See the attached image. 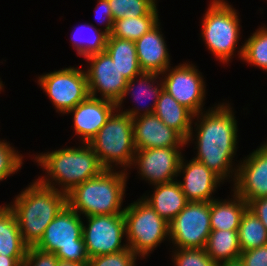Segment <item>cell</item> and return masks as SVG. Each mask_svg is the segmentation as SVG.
<instances>
[{"label":"cell","mask_w":267,"mask_h":266,"mask_svg":"<svg viewBox=\"0 0 267 266\" xmlns=\"http://www.w3.org/2000/svg\"><path fill=\"white\" fill-rule=\"evenodd\" d=\"M9 208L13 211L24 243L35 247L46 227L67 205V195L40 179L23 191Z\"/></svg>","instance_id":"6da1fadb"},{"label":"cell","mask_w":267,"mask_h":266,"mask_svg":"<svg viewBox=\"0 0 267 266\" xmlns=\"http://www.w3.org/2000/svg\"><path fill=\"white\" fill-rule=\"evenodd\" d=\"M198 132V156L194 159L205 164L221 179L228 173V168L235 152L237 129L236 121L230 108L220 106L204 115Z\"/></svg>","instance_id":"7a4b0ae2"},{"label":"cell","mask_w":267,"mask_h":266,"mask_svg":"<svg viewBox=\"0 0 267 266\" xmlns=\"http://www.w3.org/2000/svg\"><path fill=\"white\" fill-rule=\"evenodd\" d=\"M125 173L104 169L98 176L77 185L67 194V204L86 216L123 214L120 211L125 187Z\"/></svg>","instance_id":"3957f363"},{"label":"cell","mask_w":267,"mask_h":266,"mask_svg":"<svg viewBox=\"0 0 267 266\" xmlns=\"http://www.w3.org/2000/svg\"><path fill=\"white\" fill-rule=\"evenodd\" d=\"M82 231L83 222L79 214L67 204L46 227L35 247L56 254L59 260L88 265Z\"/></svg>","instance_id":"277c9868"},{"label":"cell","mask_w":267,"mask_h":266,"mask_svg":"<svg viewBox=\"0 0 267 266\" xmlns=\"http://www.w3.org/2000/svg\"><path fill=\"white\" fill-rule=\"evenodd\" d=\"M137 111L130 110L111 115L98 133L88 143L97 154L104 169H111V162L132 164L136 151L133 136V120Z\"/></svg>","instance_id":"5b68a950"},{"label":"cell","mask_w":267,"mask_h":266,"mask_svg":"<svg viewBox=\"0 0 267 266\" xmlns=\"http://www.w3.org/2000/svg\"><path fill=\"white\" fill-rule=\"evenodd\" d=\"M84 149L68 148L37 157L48 174L64 184L66 195L77 185L98 176L104 168L93 148L86 143Z\"/></svg>","instance_id":"8992f818"},{"label":"cell","mask_w":267,"mask_h":266,"mask_svg":"<svg viewBox=\"0 0 267 266\" xmlns=\"http://www.w3.org/2000/svg\"><path fill=\"white\" fill-rule=\"evenodd\" d=\"M129 248L135 254H148L170 234L169 223L145 201L135 202L123 212Z\"/></svg>","instance_id":"52a82bcc"},{"label":"cell","mask_w":267,"mask_h":266,"mask_svg":"<svg viewBox=\"0 0 267 266\" xmlns=\"http://www.w3.org/2000/svg\"><path fill=\"white\" fill-rule=\"evenodd\" d=\"M222 0H214L203 22V37L211 50L222 61L232 56L239 34L236 12Z\"/></svg>","instance_id":"ba28073f"},{"label":"cell","mask_w":267,"mask_h":266,"mask_svg":"<svg viewBox=\"0 0 267 266\" xmlns=\"http://www.w3.org/2000/svg\"><path fill=\"white\" fill-rule=\"evenodd\" d=\"M179 248H205L211 233L210 202H189L169 223Z\"/></svg>","instance_id":"9c48e42d"},{"label":"cell","mask_w":267,"mask_h":266,"mask_svg":"<svg viewBox=\"0 0 267 266\" xmlns=\"http://www.w3.org/2000/svg\"><path fill=\"white\" fill-rule=\"evenodd\" d=\"M85 58L92 62L86 73L89 96L95 98L98 89L104 99L119 106L123 97L131 91L134 79L127 81L106 51Z\"/></svg>","instance_id":"30bf717a"},{"label":"cell","mask_w":267,"mask_h":266,"mask_svg":"<svg viewBox=\"0 0 267 266\" xmlns=\"http://www.w3.org/2000/svg\"><path fill=\"white\" fill-rule=\"evenodd\" d=\"M87 218L88 228L83 225L82 236L89 259L129 248L121 246V238L126 232L123 214L93 215Z\"/></svg>","instance_id":"8fae6325"},{"label":"cell","mask_w":267,"mask_h":266,"mask_svg":"<svg viewBox=\"0 0 267 266\" xmlns=\"http://www.w3.org/2000/svg\"><path fill=\"white\" fill-rule=\"evenodd\" d=\"M39 80L55 107L61 112L72 110L89 96L86 73L75 68L52 72Z\"/></svg>","instance_id":"7c38bea8"},{"label":"cell","mask_w":267,"mask_h":266,"mask_svg":"<svg viewBox=\"0 0 267 266\" xmlns=\"http://www.w3.org/2000/svg\"><path fill=\"white\" fill-rule=\"evenodd\" d=\"M197 69L186 64L176 67L163 82V89L179 104L198 115L204 97V85Z\"/></svg>","instance_id":"4fadbf2b"},{"label":"cell","mask_w":267,"mask_h":266,"mask_svg":"<svg viewBox=\"0 0 267 266\" xmlns=\"http://www.w3.org/2000/svg\"><path fill=\"white\" fill-rule=\"evenodd\" d=\"M177 148L136 149L138 157L134 158L141 174L155 185L172 182L173 176L183 168V160Z\"/></svg>","instance_id":"5bb4252c"},{"label":"cell","mask_w":267,"mask_h":266,"mask_svg":"<svg viewBox=\"0 0 267 266\" xmlns=\"http://www.w3.org/2000/svg\"><path fill=\"white\" fill-rule=\"evenodd\" d=\"M140 117L132 118L136 149L170 148L187 144L179 132L168 127L155 114H143Z\"/></svg>","instance_id":"9a60e30c"},{"label":"cell","mask_w":267,"mask_h":266,"mask_svg":"<svg viewBox=\"0 0 267 266\" xmlns=\"http://www.w3.org/2000/svg\"><path fill=\"white\" fill-rule=\"evenodd\" d=\"M239 167L235 195L243 198L247 204L256 198L267 197V144L254 151Z\"/></svg>","instance_id":"2e32d148"},{"label":"cell","mask_w":267,"mask_h":266,"mask_svg":"<svg viewBox=\"0 0 267 266\" xmlns=\"http://www.w3.org/2000/svg\"><path fill=\"white\" fill-rule=\"evenodd\" d=\"M115 108L118 107L112 101L88 96L68 112H74L76 133L83 136L85 143H89L112 115V110Z\"/></svg>","instance_id":"e0dca14e"},{"label":"cell","mask_w":267,"mask_h":266,"mask_svg":"<svg viewBox=\"0 0 267 266\" xmlns=\"http://www.w3.org/2000/svg\"><path fill=\"white\" fill-rule=\"evenodd\" d=\"M158 23L135 41L139 66L143 72L160 74L168 69L169 58Z\"/></svg>","instance_id":"ac0fdd59"},{"label":"cell","mask_w":267,"mask_h":266,"mask_svg":"<svg viewBox=\"0 0 267 266\" xmlns=\"http://www.w3.org/2000/svg\"><path fill=\"white\" fill-rule=\"evenodd\" d=\"M184 173H186L184 182L179 184L187 200L189 202L212 201L210 194L221 178L196 159L185 167Z\"/></svg>","instance_id":"d6986e66"},{"label":"cell","mask_w":267,"mask_h":266,"mask_svg":"<svg viewBox=\"0 0 267 266\" xmlns=\"http://www.w3.org/2000/svg\"><path fill=\"white\" fill-rule=\"evenodd\" d=\"M154 114L168 127L179 132L186 141L191 137V117L194 114L185 106L178 103L164 89L156 101Z\"/></svg>","instance_id":"ffe728a7"},{"label":"cell","mask_w":267,"mask_h":266,"mask_svg":"<svg viewBox=\"0 0 267 266\" xmlns=\"http://www.w3.org/2000/svg\"><path fill=\"white\" fill-rule=\"evenodd\" d=\"M168 223L189 203L178 182L157 184L151 199L145 200Z\"/></svg>","instance_id":"44dd1931"},{"label":"cell","mask_w":267,"mask_h":266,"mask_svg":"<svg viewBox=\"0 0 267 266\" xmlns=\"http://www.w3.org/2000/svg\"><path fill=\"white\" fill-rule=\"evenodd\" d=\"M105 51L127 81L143 73L139 66L135 41L108 35Z\"/></svg>","instance_id":"7402d4cb"},{"label":"cell","mask_w":267,"mask_h":266,"mask_svg":"<svg viewBox=\"0 0 267 266\" xmlns=\"http://www.w3.org/2000/svg\"><path fill=\"white\" fill-rule=\"evenodd\" d=\"M27 250L13 211L9 207L0 208V254L26 256Z\"/></svg>","instance_id":"603a6c76"},{"label":"cell","mask_w":267,"mask_h":266,"mask_svg":"<svg viewBox=\"0 0 267 266\" xmlns=\"http://www.w3.org/2000/svg\"><path fill=\"white\" fill-rule=\"evenodd\" d=\"M236 201L218 202L210 201L211 230L238 231L242 215L248 208L247 202L236 195Z\"/></svg>","instance_id":"cb8c5ba5"},{"label":"cell","mask_w":267,"mask_h":266,"mask_svg":"<svg viewBox=\"0 0 267 266\" xmlns=\"http://www.w3.org/2000/svg\"><path fill=\"white\" fill-rule=\"evenodd\" d=\"M207 254L217 263L240 258L238 231L211 230L205 247ZM219 259V260H218Z\"/></svg>","instance_id":"d4e9b609"},{"label":"cell","mask_w":267,"mask_h":266,"mask_svg":"<svg viewBox=\"0 0 267 266\" xmlns=\"http://www.w3.org/2000/svg\"><path fill=\"white\" fill-rule=\"evenodd\" d=\"M157 15V9L155 7L145 16L115 20L110 35L116 38L136 41L157 24L159 20Z\"/></svg>","instance_id":"484cf974"},{"label":"cell","mask_w":267,"mask_h":266,"mask_svg":"<svg viewBox=\"0 0 267 266\" xmlns=\"http://www.w3.org/2000/svg\"><path fill=\"white\" fill-rule=\"evenodd\" d=\"M241 252L267 245V230L248 208L242 215L238 229Z\"/></svg>","instance_id":"4316f807"},{"label":"cell","mask_w":267,"mask_h":266,"mask_svg":"<svg viewBox=\"0 0 267 266\" xmlns=\"http://www.w3.org/2000/svg\"><path fill=\"white\" fill-rule=\"evenodd\" d=\"M247 62L267 70V30L260 29L251 36L240 50Z\"/></svg>","instance_id":"83f0119b"},{"label":"cell","mask_w":267,"mask_h":266,"mask_svg":"<svg viewBox=\"0 0 267 266\" xmlns=\"http://www.w3.org/2000/svg\"><path fill=\"white\" fill-rule=\"evenodd\" d=\"M155 0H108L113 19L141 17L150 13L155 7Z\"/></svg>","instance_id":"f1b7e54d"},{"label":"cell","mask_w":267,"mask_h":266,"mask_svg":"<svg viewBox=\"0 0 267 266\" xmlns=\"http://www.w3.org/2000/svg\"><path fill=\"white\" fill-rule=\"evenodd\" d=\"M177 266H217L205 248H181L175 258Z\"/></svg>","instance_id":"f546056e"},{"label":"cell","mask_w":267,"mask_h":266,"mask_svg":"<svg viewBox=\"0 0 267 266\" xmlns=\"http://www.w3.org/2000/svg\"><path fill=\"white\" fill-rule=\"evenodd\" d=\"M135 256L136 254L127 248L116 253L94 256L89 259L88 266H132Z\"/></svg>","instance_id":"4dcf8cb0"},{"label":"cell","mask_w":267,"mask_h":266,"mask_svg":"<svg viewBox=\"0 0 267 266\" xmlns=\"http://www.w3.org/2000/svg\"><path fill=\"white\" fill-rule=\"evenodd\" d=\"M21 159L7 143L0 141V180L17 171L22 164Z\"/></svg>","instance_id":"1f68e13d"},{"label":"cell","mask_w":267,"mask_h":266,"mask_svg":"<svg viewBox=\"0 0 267 266\" xmlns=\"http://www.w3.org/2000/svg\"><path fill=\"white\" fill-rule=\"evenodd\" d=\"M94 35H95L94 38L91 37V39H89L90 41L87 39L88 43L86 46H85V44H81V42H78L79 40H76L75 37L73 38V39H75V40H73L74 45L77 46V48H76L77 53L80 56L83 55L84 57H87L89 55L105 51L108 34L106 32H102V33L97 32V30L95 29ZM74 36H75V33H74Z\"/></svg>","instance_id":"d6a6232c"},{"label":"cell","mask_w":267,"mask_h":266,"mask_svg":"<svg viewBox=\"0 0 267 266\" xmlns=\"http://www.w3.org/2000/svg\"><path fill=\"white\" fill-rule=\"evenodd\" d=\"M58 257L51 252H44L36 247H28L23 266H57Z\"/></svg>","instance_id":"836d02e7"},{"label":"cell","mask_w":267,"mask_h":266,"mask_svg":"<svg viewBox=\"0 0 267 266\" xmlns=\"http://www.w3.org/2000/svg\"><path fill=\"white\" fill-rule=\"evenodd\" d=\"M244 266H267V245L241 252Z\"/></svg>","instance_id":"e575fe53"},{"label":"cell","mask_w":267,"mask_h":266,"mask_svg":"<svg viewBox=\"0 0 267 266\" xmlns=\"http://www.w3.org/2000/svg\"><path fill=\"white\" fill-rule=\"evenodd\" d=\"M156 76H158L157 75V73H154V72H143L142 74H141V78L143 77V79H141V82H140V87H141V85L142 84H144V82L147 84V82L150 80V81H152L154 78H156ZM146 84H145V88L143 89L142 87V89L143 90H140L141 91V94H140V96L142 97V96H145L146 97V95L148 94V93H150V94H152L153 93V95H154V97H156V99L154 100V107H153V109L152 108H150V110H147L146 112H144V115L145 114H154V111H155V107H156V101H157V99L159 98V95H160V93H161V91L163 90V83H162V85H161V88L160 89H158L157 87L154 89H152V86H151V84H149V85H147L146 86ZM143 86V85H142ZM134 89V88H133ZM139 91V92H140ZM143 93V94H142ZM133 95V94H132ZM152 95V96H153ZM138 96V95H137ZM150 96V95H149ZM139 97V96H138ZM137 99V98H136ZM138 100V99H137Z\"/></svg>","instance_id":"d590c367"},{"label":"cell","mask_w":267,"mask_h":266,"mask_svg":"<svg viewBox=\"0 0 267 266\" xmlns=\"http://www.w3.org/2000/svg\"><path fill=\"white\" fill-rule=\"evenodd\" d=\"M248 209L259 218L267 230V197L251 200Z\"/></svg>","instance_id":"8d00e7d4"},{"label":"cell","mask_w":267,"mask_h":266,"mask_svg":"<svg viewBox=\"0 0 267 266\" xmlns=\"http://www.w3.org/2000/svg\"><path fill=\"white\" fill-rule=\"evenodd\" d=\"M99 5L97 8L103 10V15H105V18H107V26L105 29V32L110 35L112 30H113V26H114V19H113V14L111 12V8L109 6L108 0H99ZM103 21V20H102Z\"/></svg>","instance_id":"74e56055"},{"label":"cell","mask_w":267,"mask_h":266,"mask_svg":"<svg viewBox=\"0 0 267 266\" xmlns=\"http://www.w3.org/2000/svg\"><path fill=\"white\" fill-rule=\"evenodd\" d=\"M26 256H2L0 254V266H22Z\"/></svg>","instance_id":"f35d334b"},{"label":"cell","mask_w":267,"mask_h":266,"mask_svg":"<svg viewBox=\"0 0 267 266\" xmlns=\"http://www.w3.org/2000/svg\"><path fill=\"white\" fill-rule=\"evenodd\" d=\"M217 266H244V264L242 263V261L240 259H235V260H229L224 262L223 264H218Z\"/></svg>","instance_id":"ab89813d"},{"label":"cell","mask_w":267,"mask_h":266,"mask_svg":"<svg viewBox=\"0 0 267 266\" xmlns=\"http://www.w3.org/2000/svg\"><path fill=\"white\" fill-rule=\"evenodd\" d=\"M57 266H88V265H82L76 262L58 260Z\"/></svg>","instance_id":"60d3db41"}]
</instances>
